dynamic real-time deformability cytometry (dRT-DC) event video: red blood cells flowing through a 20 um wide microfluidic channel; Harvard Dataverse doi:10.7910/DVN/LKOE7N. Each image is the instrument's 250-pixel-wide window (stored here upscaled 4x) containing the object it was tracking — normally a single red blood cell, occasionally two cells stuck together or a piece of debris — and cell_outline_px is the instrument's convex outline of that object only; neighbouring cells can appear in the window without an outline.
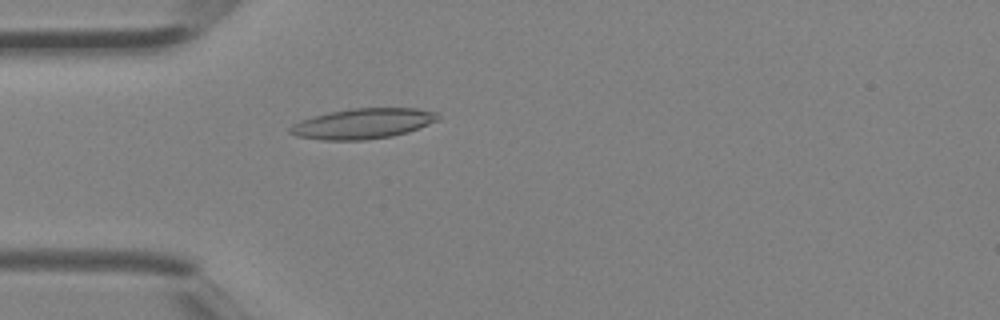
{"species": "Egyptian fruit bat (a non-hibernating species)", "species_latin": "Rousettus aegyptiacus", "temperature_condition": "room temperature", "stored_images_in_passage": 3, "camera_frame_rate_fps": 3000, "um_per_image_px": 0.085, "animal": {"sex": "female"}, "frame": {"image": 1, "passage_image": 3, "time_ms": 0.667, "image_size_px": [1000, 320], "cell_outline_px": [[440, 120], [408, 132], [392, 136], [364, 140], [320, 140], [296, 136], [288, 132], [288, 128], [292, 124], [300, 120], [328, 112], [352, 108], [416, 108], [436, 112], [440, 116]], "centroid_in_image_um": [30.84, 10.5], "position_along_channel_um": 54.2, "area_um2": 26.36}}